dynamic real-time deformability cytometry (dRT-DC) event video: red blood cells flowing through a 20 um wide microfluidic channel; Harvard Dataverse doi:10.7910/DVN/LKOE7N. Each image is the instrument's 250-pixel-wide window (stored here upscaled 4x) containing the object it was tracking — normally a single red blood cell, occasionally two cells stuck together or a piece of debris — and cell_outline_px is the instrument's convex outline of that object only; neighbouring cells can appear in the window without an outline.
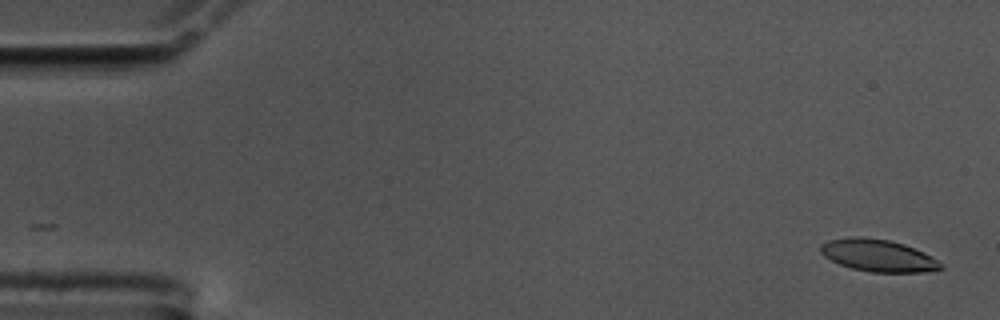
{"species": "common noctule bat (a hibernating species)", "species_latin": "Nyctalus noctula", "temperature_condition": "cold", "stored_images_in_passage": 59, "camera_frame_rate_fps": 3000, "um_per_image_px": 0.085, "animal": {"sex": "male", "body_mass_g": 17.5, "forearm_length_mm": 52.3}, "frame": {"image": 1, "passage_image": 2, "time_ms": 0.333, "image_size_px": [1000, 320], "cell_outline_px": [[944, 268], [936, 272], [872, 272], [852, 268], [840, 264], [824, 256], [820, 252], [820, 244], [828, 240], [888, 240], [904, 244], [924, 252], [936, 260]], "centroid_in_image_um": [74.72, 21.78], "position_along_channel_um": 10.3, "area_um2": 21.56}}
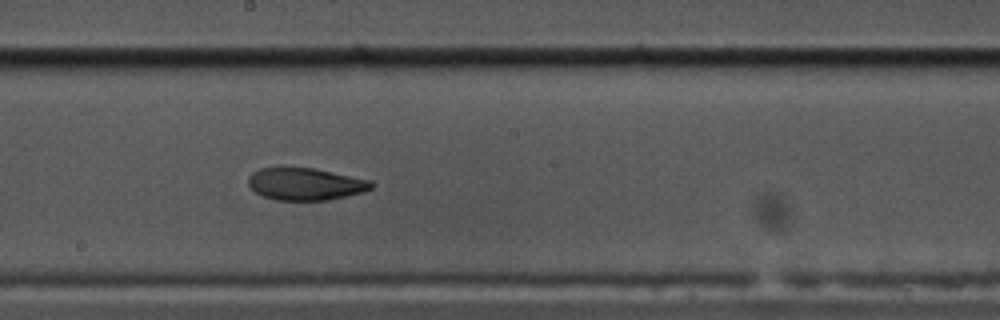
{"frame": {"image": 2, "passage_image": 32, "time_ms": 10.333, "image_size_px": [1000, 320], "cell_outline_px": [[376, 184], [372, 188], [364, 192], [328, 200], [276, 200], [264, 196], [256, 192], [248, 184], [248, 176], [252, 172], [260, 168], [312, 168], [372, 180]], "centroid_in_image_um": [25.99, 15.64], "position_along_channel_um": 222.2, "area_um2": 23.06}}
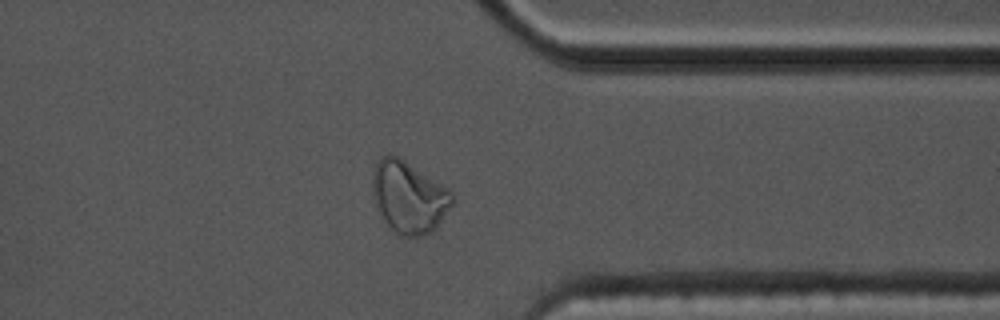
{"frame": {"image": 3, "passage_image": 46, "time_ms": 15.0, "image_size_px": [1000, 320], "cell_outline_px": [[456, 200], [436, 228], [432, 232], [424, 236], [400, 236], [384, 220], [372, 196], [372, 172], [380, 156], [396, 156], [448, 188], [452, 192]], "centroid_in_image_um": [34.77, 16.78], "position_along_channel_um": 376.6, "area_um2": 33.12}, "authors_computed_cell_mechanics": {"area_um2": 23.8714, "velocity_mm_per_s": 3.4185, "shape_relaxation_time_tau1_ms": null, "shape_relaxation_time_tau2_ms": 3.3663, "deformation_change_tau1": null, "deformation_change_tau2": 0.093}}